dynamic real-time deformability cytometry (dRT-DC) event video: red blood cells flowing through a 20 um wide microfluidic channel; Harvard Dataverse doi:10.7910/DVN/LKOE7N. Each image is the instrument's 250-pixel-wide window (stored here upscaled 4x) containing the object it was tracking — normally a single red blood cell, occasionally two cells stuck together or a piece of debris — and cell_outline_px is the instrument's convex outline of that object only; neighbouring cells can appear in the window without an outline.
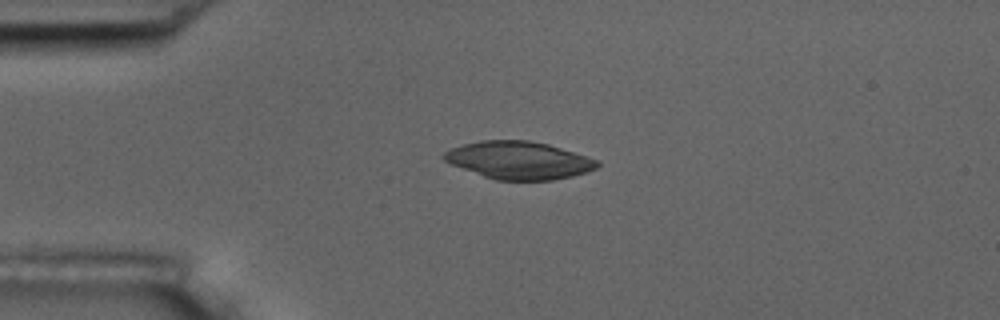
{"species": "common noctule bat (a hibernating species)", "species_latin": "Nyctalus noctula", "temperature_condition": "room temperature", "stored_images_in_passage": 5, "camera_frame_rate_fps": 3000, "um_per_image_px": 0.085, "animal": {"sex": "male", "body_mass_g": 17.5, "forearm_length_mm": 52.3}, "frame": {"image": 1, "passage_image": 4, "time_ms": 3.667, "image_size_px": [1000, 320], "cell_outline_px": [[600, 164], [596, 168], [572, 176], [552, 180], [496, 180], [484, 176], [452, 164], [444, 160], [440, 156], [448, 148], [480, 140], [528, 140], [548, 144], [600, 160]], "centroid_in_image_um": [44.09, 13.61], "position_along_channel_um": 40.9, "area_um2": 33.58}}